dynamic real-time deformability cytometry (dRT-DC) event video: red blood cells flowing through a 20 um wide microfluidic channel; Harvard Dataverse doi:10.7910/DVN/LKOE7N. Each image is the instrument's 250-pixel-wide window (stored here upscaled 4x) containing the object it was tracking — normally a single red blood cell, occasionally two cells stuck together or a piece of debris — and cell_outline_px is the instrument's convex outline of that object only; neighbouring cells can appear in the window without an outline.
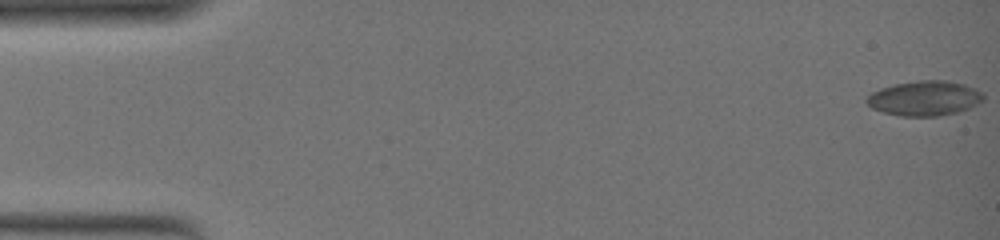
{"species": "common noctule bat (a hibernating species)", "species_latin": "Nyctalus noctula", "temperature_condition": "warm", "stored_images_in_passage": 73, "camera_frame_rate_fps": 3000, "um_per_image_px": 0.085, "animal": {"sex": "female", "body_mass_g": 19.0, "forearm_length_mm": 51.5}, "frame": {"image": 1, "passage_image": 1, "time_ms": 0.0, "image_size_px": [1000, 240], "cell_outline_px": [[984, 100], [968, 108], [956, 112], [936, 116], [900, 116], [884, 112], [872, 108], [864, 100], [872, 92], [880, 88], [896, 84], [920, 80], [948, 80], [964, 84], [980, 92], [984, 96]], "centroid_in_image_um": [78.56, 8.35], "position_along_channel_um": 6.4, "area_um2": 23.47}}
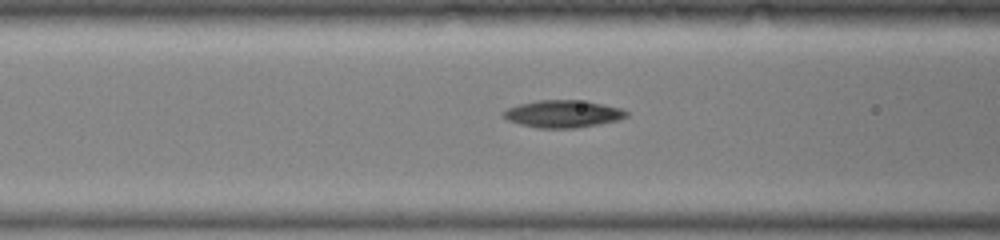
{"frame": {"image": 2, "passage_image": 32, "time_ms": 10.0, "image_size_px": [1000, 240], "cell_outline_px": [[628, 116], [616, 120], [600, 124], [576, 128], [536, 128], [520, 124], [508, 120], [500, 112], [508, 108], [520, 104], [536, 100], [588, 100], [620, 108], [628, 112]], "centroid_in_image_um": [47.85, 9.67], "position_along_channel_um": 118.8, "area_um2": 19.71}}
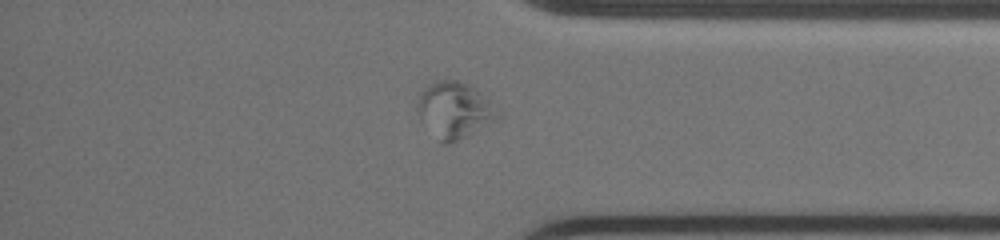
{"frame": {"image": 3, "passage_image": 62, "time_ms": 20.333, "image_size_px": [1000, 240], "cell_outline_px": [[504, 116], [452, 144], [444, 144], [420, 120], [416, 108], [416, 100], [420, 92], [432, 80], [456, 80], [472, 84], [504, 112]], "centroid_in_image_um": [38.68, 9.32], "position_along_channel_um": 396.5, "area_um2": 27.11}, "authors_computed_cell_mechanics": {"area_um2": 20.808, "velocity_mm_per_s": 2.7045, "shape_relaxation_time_tau1_ms": null, "shape_relaxation_time_tau2_ms": 3.2416, "deformation_change_tau1": null, "deformation_change_tau2": 0.083}}